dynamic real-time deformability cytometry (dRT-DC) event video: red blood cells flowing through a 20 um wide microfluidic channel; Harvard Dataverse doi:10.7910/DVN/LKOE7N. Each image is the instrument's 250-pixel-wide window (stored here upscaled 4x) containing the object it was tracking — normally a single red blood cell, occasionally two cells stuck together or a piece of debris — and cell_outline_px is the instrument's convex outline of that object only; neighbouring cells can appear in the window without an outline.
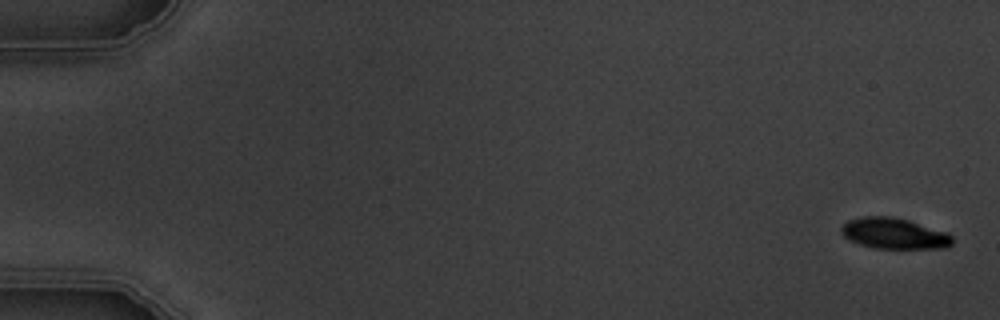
{"species": "common noctule bat (a hibernating species)", "species_latin": "Nyctalus noctula", "temperature_condition": "warm", "stored_images_in_passage": 5, "camera_frame_rate_fps": 3000, "um_per_image_px": 0.085, "animal": {"sex": "male", "body_mass_g": 19.5, "forearm_length_mm": 54.6}, "frame": {"image": 1, "passage_image": 1, "time_ms": 0.0, "image_size_px": [1000, 320], "cell_outline_px": [[952, 244], [944, 248], [876, 248], [860, 244], [848, 240], [840, 232], [840, 228], [848, 220], [860, 216], [892, 216], [908, 220], [948, 232], [952, 236]], "centroid_in_image_um": [75.98, 19.83], "position_along_channel_um": 9.0, "area_um2": 20.06}}
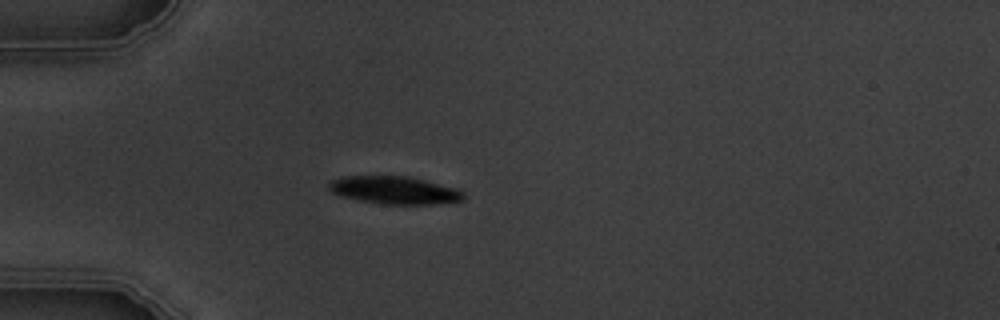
{"frame": {"image": 2, "passage_image": 5, "time_ms": 5.0, "image_size_px": [1000, 320], "cell_outline_px": [[464, 200], [440, 204], [384, 204], [360, 200], [340, 196], [332, 192], [328, 188], [328, 184], [332, 180], [344, 176], [408, 176], [456, 188], [464, 192]], "centroid_in_image_um": [33.54, 16.17], "position_along_channel_um": 51.5, "area_um2": 21.73}}